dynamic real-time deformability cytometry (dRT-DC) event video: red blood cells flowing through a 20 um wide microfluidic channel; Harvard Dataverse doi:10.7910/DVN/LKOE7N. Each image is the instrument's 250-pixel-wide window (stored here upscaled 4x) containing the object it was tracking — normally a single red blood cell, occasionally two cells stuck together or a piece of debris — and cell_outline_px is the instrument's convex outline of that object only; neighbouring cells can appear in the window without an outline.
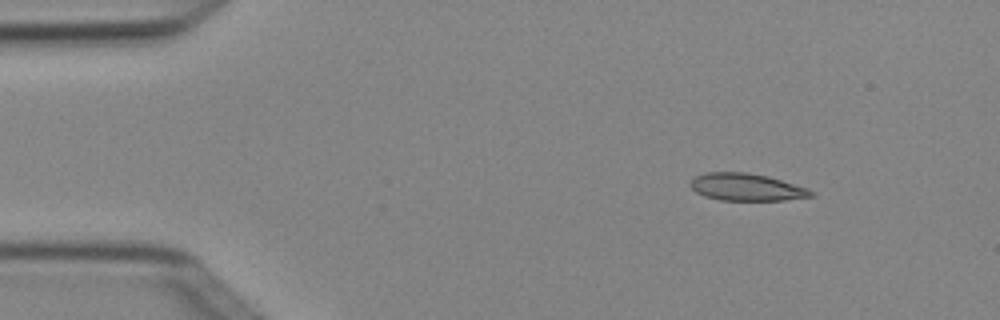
{"species": "Egyptian fruit bat (a non-hibernating species)", "species_latin": "Rousettus aegyptiacus", "temperature_condition": "cold", "stored_images_in_passage": 4, "segment_of_instrument_passage": [2, 2], "camera_frame_rate_fps": 3000, "um_per_image_px": 0.085, "animal": {"sex": "female"}, "frame": {"image": 1, "passage_image": 4, "time_ms": 1.0, "image_size_px": [1000, 320], "cell_outline_px": [[816, 196], [784, 200], [720, 200], [704, 196], [696, 192], [688, 184], [696, 176], [704, 172], [748, 172], [768, 176], [808, 188], [816, 192]], "centroid_in_image_um": [63.48, 15.9], "position_along_channel_um": 21.5, "area_um2": 19.36}}